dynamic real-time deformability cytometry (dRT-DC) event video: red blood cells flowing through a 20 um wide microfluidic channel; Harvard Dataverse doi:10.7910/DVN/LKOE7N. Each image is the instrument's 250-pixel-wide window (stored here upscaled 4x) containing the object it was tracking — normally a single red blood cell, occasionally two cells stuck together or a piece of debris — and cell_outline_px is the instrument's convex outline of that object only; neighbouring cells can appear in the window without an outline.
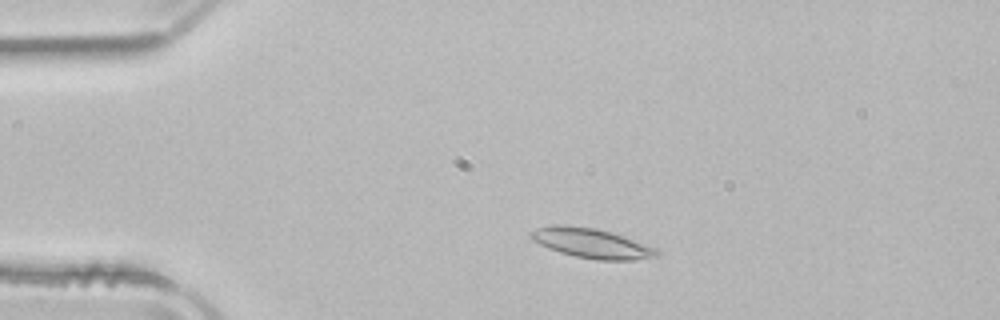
{"species": "common noctule bat (a hibernating species)", "species_latin": "Nyctalus noctula", "temperature_condition": "room temperature", "stored_images_in_passage": 48, "camera_frame_rate_fps": 3000, "um_per_image_px": 0.085, "animal": {"sex": "male", "body_mass_g": 21.5, "forearm_length_mm": 52.0}, "frame": {"image": 1, "passage_image": 7, "time_ms": 2.0, "image_size_px": [1000, 320], "cell_outline_px": [[660, 256], [636, 260], [596, 260], [576, 256], [560, 252], [548, 248], [532, 240], [528, 232], [536, 228], [552, 224], [556, 224], [596, 228], [612, 232], [656, 248], [660, 252]], "centroid_in_image_um": [50.28, 20.67], "position_along_channel_um": 34.7, "area_um2": 21.91}}
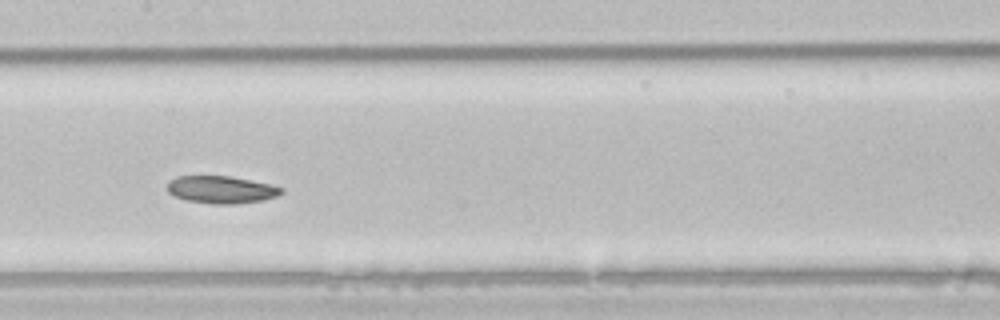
{"frame": {"image": 2, "passage_image": 22, "time_ms": 7.0, "image_size_px": [1000, 320], "cell_outline_px": [[284, 192], [276, 196], [264, 200], [236, 204], [212, 204], [184, 200], [168, 192], [168, 180], [176, 176], [228, 176], [272, 184], [284, 188]], "centroid_in_image_um": [18.82, 16.12], "position_along_channel_um": 188.6, "area_um2": 18.38}}
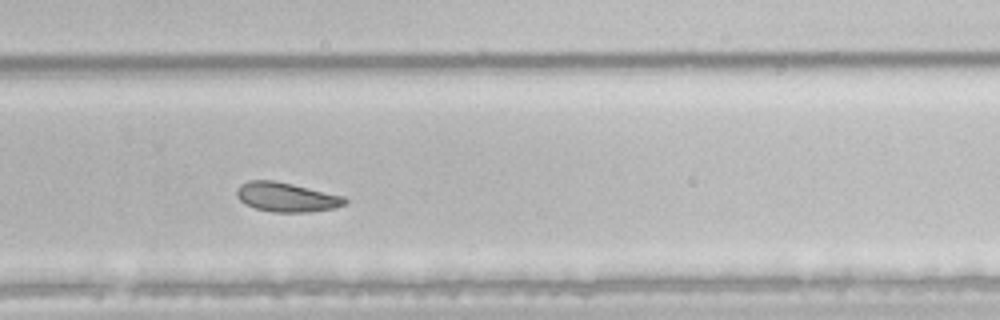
{"frame": {"image": 3, "passage_image": 31, "time_ms": 10.0, "image_size_px": [1000, 320], "cell_outline_px": [[348, 204], [336, 208], [308, 212], [272, 212], [256, 208], [244, 204], [236, 196], [236, 192], [240, 184], [248, 180], [272, 180], [292, 184], [344, 196], [348, 200]], "centroid_in_image_um": [24.36, 16.76], "position_along_channel_um": 305.4, "area_um2": 18.61}, "authors_computed_cell_mechanics": {"area_um2": 19.941, "velocity_mm_per_s": 3.9142, "shape_relaxation_time_tau1_ms": 2.841, "shape_relaxation_time_tau2_ms": 6.9394, "deformation_change_tau1": 0.0931, "deformation_change_tau2": 0.1294}}